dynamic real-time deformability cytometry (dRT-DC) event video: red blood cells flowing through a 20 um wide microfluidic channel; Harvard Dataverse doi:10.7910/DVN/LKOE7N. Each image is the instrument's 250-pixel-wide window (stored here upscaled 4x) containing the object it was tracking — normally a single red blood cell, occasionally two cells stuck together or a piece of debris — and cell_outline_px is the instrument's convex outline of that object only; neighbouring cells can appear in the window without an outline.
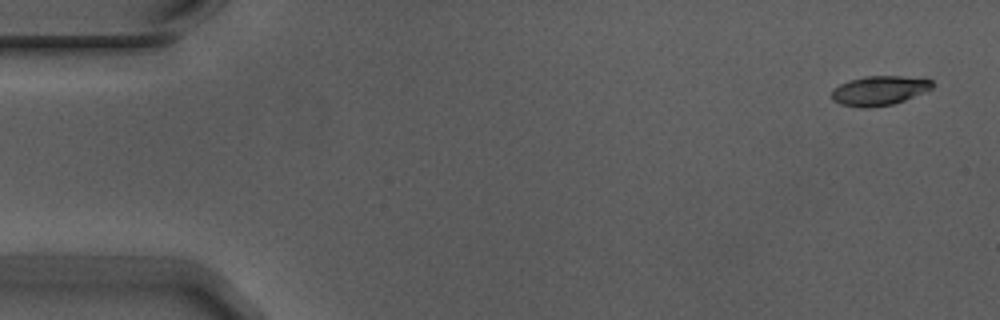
{"species": "Egyptian fruit bat (a non-hibernating species)", "species_latin": "Rousettus aegyptiacus", "temperature_condition": "warm", "stored_images_in_passage": 5, "camera_frame_rate_fps": 3000, "um_per_image_px": 0.085, "animal": {"sex": "male"}, "frame": {"image": 1, "passage_image": 1, "time_ms": 0.0, "image_size_px": [1000, 320], "cell_outline_px": [[936, 84], [932, 88], [904, 100], [892, 104], [868, 108], [860, 108], [840, 104], [832, 100], [832, 88], [848, 80], [868, 76], [900, 76], [932, 80]], "centroid_in_image_um": [74.7, 7.7], "position_along_channel_um": 10.3, "area_um2": 17.22}}
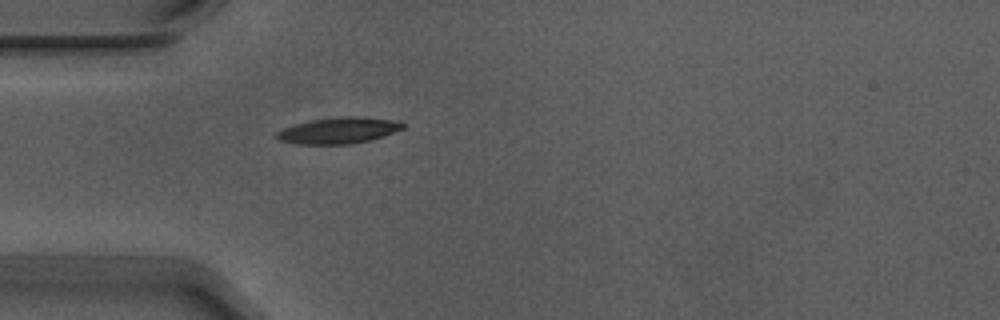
{"frame": {"image": 2, "passage_image": 5, "time_ms": 1.333, "image_size_px": [1000, 320], "cell_outline_px": [[404, 128], [384, 136], [368, 140], [348, 144], [296, 144], [280, 140], [272, 136], [276, 132], [284, 128], [296, 124], [312, 120], [340, 116], [360, 116], [392, 120], [404, 124]], "centroid_in_image_um": [28.74, 11.09], "position_along_channel_um": 56.3, "area_um2": 19.13}}